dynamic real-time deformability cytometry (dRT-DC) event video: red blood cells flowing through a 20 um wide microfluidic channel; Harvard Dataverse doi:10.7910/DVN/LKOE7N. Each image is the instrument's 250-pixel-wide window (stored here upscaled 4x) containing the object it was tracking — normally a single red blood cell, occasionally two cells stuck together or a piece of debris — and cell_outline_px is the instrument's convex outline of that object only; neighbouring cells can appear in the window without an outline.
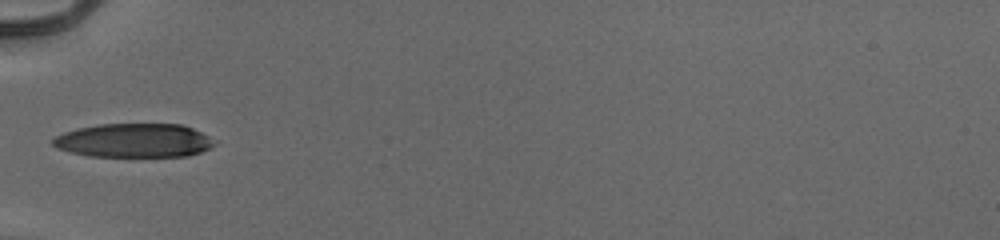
{"species": "human", "species_latin": "Homo sapiens", "temperature_condition": "cold", "stored_images_in_passage": 34, "camera_frame_rate_fps": 3000, "um_per_image_px": 0.085, "donor": {"sex": "male"}, "frame": {"image": 1, "passage_image": 1, "time_ms": 0.0, "image_size_px": [1000, 240], "cell_outline_px": [[216, 144], [200, 152], [188, 156], [88, 156], [56, 148], [52, 144], [52, 140], [56, 136], [64, 132], [76, 128], [100, 124], [184, 124], [208, 136]], "centroid_in_image_um": [11.36, 11.93], "position_along_channel_um": 73.6, "area_um2": 31.79}}
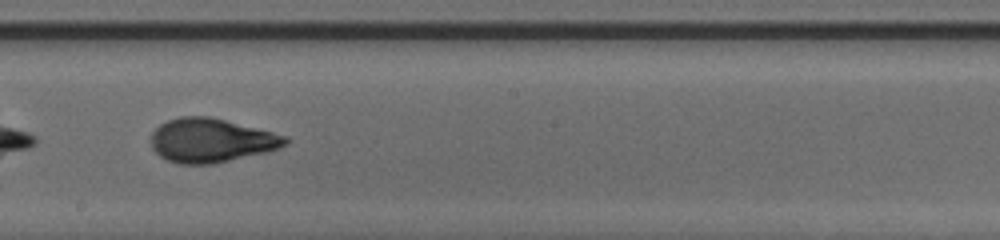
{"frame": {"image": 2, "passage_image": 13, "time_ms": 4.0, "image_size_px": [1000, 240], "cell_outline_px": [[288, 144], [268, 152], [212, 164], [180, 164], [168, 160], [160, 156], [152, 148], [152, 132], [160, 124], [168, 120], [180, 116], [208, 116], [288, 136]], "centroid_in_image_um": [17.95, 11.94], "position_along_channel_um": 230.2, "area_um2": 34.22}}
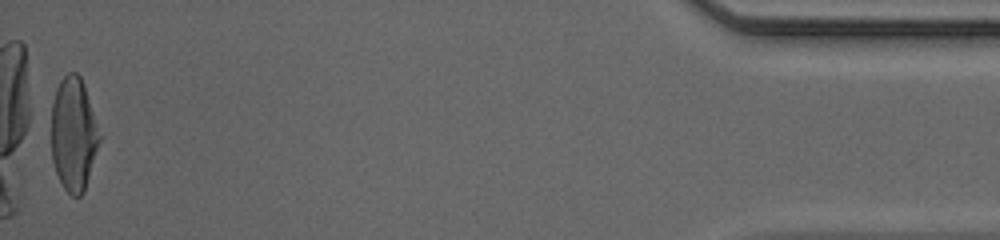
{"frame": {"image": 3, "passage_image": 34, "time_ms": 11.0, "image_size_px": [1000, 240], "cell_outline_px": [[100, 140], [84, 192], [80, 196], [72, 196], [64, 188], [56, 172], [52, 160], [52, 104], [56, 88], [60, 80], [68, 72], [76, 72], [80, 76], [84, 84], [100, 136]], "centroid_in_image_um": [6.24, 11.4], "position_along_channel_um": 429.0, "area_um2": 31.5}, "authors_computed_cell_mechanics": {"area_um2": 33.4373, "velocity_mm_per_s": 3.9641, "shape_relaxation_time_tau1_ms": 4.0466, "shape_relaxation_time_tau2_ms": 0.8237, "deformation_change_tau1": 0.2064, "deformation_change_tau2": 0.0646}}